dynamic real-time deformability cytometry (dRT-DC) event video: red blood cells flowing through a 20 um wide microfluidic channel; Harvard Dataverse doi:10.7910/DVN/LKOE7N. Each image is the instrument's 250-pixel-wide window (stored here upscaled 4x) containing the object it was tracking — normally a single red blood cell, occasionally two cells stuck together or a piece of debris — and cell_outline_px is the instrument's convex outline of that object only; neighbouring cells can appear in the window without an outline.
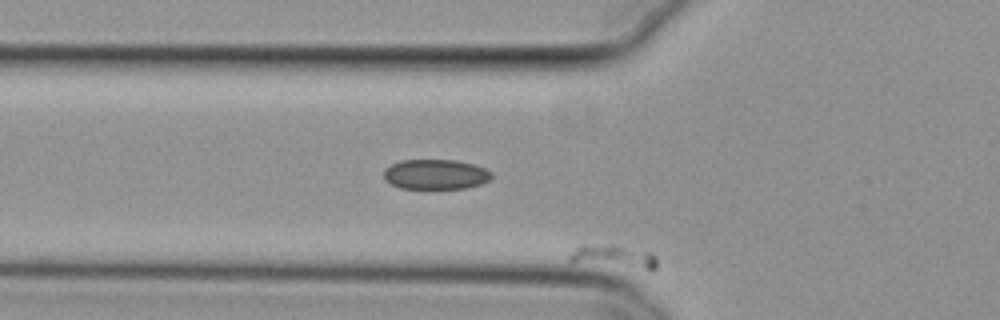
{"species": "common noctule bat (a hibernating species)", "species_latin": "Nyctalus noctula", "temperature_condition": "cold", "stored_images_in_passage": 55, "camera_frame_rate_fps": 3000, "um_per_image_px": 0.085, "animal": {"sex": "female", "body_mass_g": 29.2, "forearm_length_mm": 56.3}, "frame": {"image": 1, "passage_image": 11, "time_ms": 3.333, "image_size_px": [1000, 320], "cell_outline_px": [[656, 268], [652, 272], [568, 260], [568, 256], [580, 244], [616, 244], [652, 252], [656, 256]], "centroid_in_image_um": [52.26, 21.81], "position_along_channel_um": 73.5, "area_um2": 12.25}}
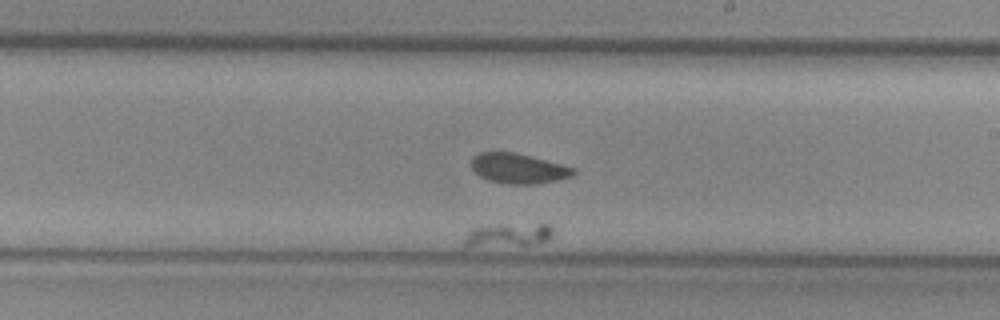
{"frame": {"image": 2, "passage_image": 32, "time_ms": 10.333, "image_size_px": [1000, 320], "cell_outline_px": [[552, 232], [544, 240], [528, 244], [464, 244], [464, 236], [472, 228], [500, 224], [548, 224], [552, 228]], "centroid_in_image_um": [43.19, 19.91], "position_along_channel_um": 245.8, "area_um2": 11.1}}
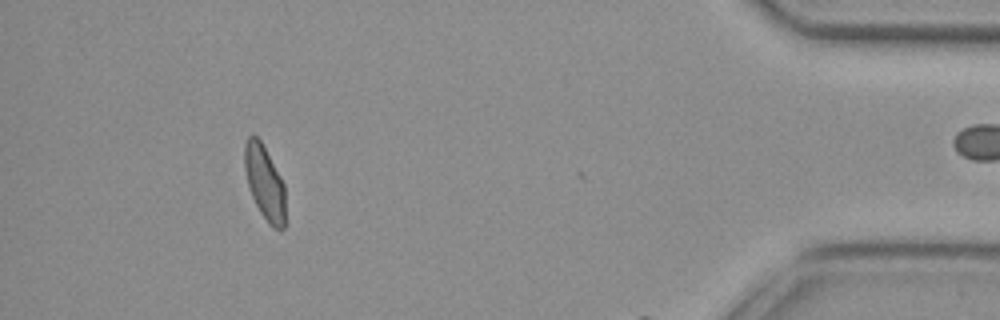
{"frame": {"image": 3, "passage_image": 50, "time_ms": 16.333, "image_size_px": [1000, 320], "cell_outline_px": [[284, 228], [272, 228], [268, 224], [260, 212], [252, 196], [248, 184], [244, 168], [244, 144], [248, 136], [256, 136], [260, 140], [280, 176], [284, 184]], "centroid_in_image_um": [22.47, 15.52], "position_along_channel_um": 412.7, "area_um2": 17.34}}